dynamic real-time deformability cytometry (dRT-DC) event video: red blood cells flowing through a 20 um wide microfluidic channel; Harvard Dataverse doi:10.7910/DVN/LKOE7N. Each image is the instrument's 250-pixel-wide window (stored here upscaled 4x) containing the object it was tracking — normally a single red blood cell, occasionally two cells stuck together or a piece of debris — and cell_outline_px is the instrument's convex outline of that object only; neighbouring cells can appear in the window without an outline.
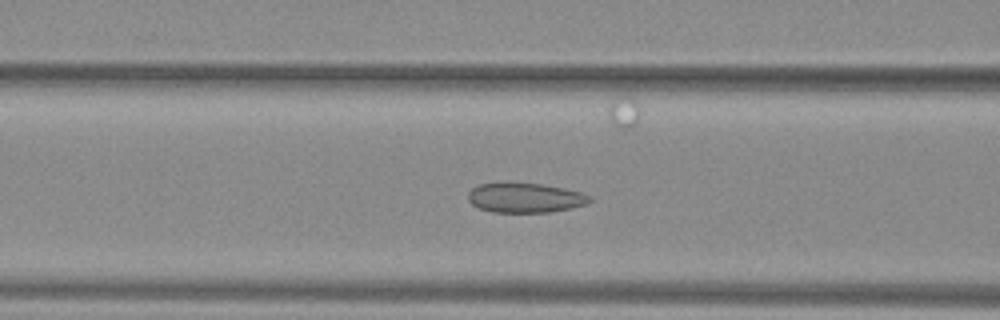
{"species": "common noctule bat (a hibernating species)", "species_latin": "Nyctalus noctula", "temperature_condition": "warm", "stored_images_in_passage": 34, "camera_frame_rate_fps": 3000, "um_per_image_px": 0.085, "animal": {"sex": "female", "body_mass_g": 29.2, "forearm_length_mm": 56.3}, "frame": {"image": 1, "passage_image": 9, "time_ms": 2.667, "image_size_px": [1000, 320], "cell_outline_px": [[592, 200], [588, 204], [572, 208], [552, 212], [492, 212], [480, 208], [472, 204], [468, 200], [468, 192], [472, 188], [480, 184], [508, 180], [540, 184], [564, 188], [580, 192], [592, 196]], "centroid_in_image_um": [44.63, 16.78], "position_along_channel_um": 122.0, "area_um2": 21.68}}
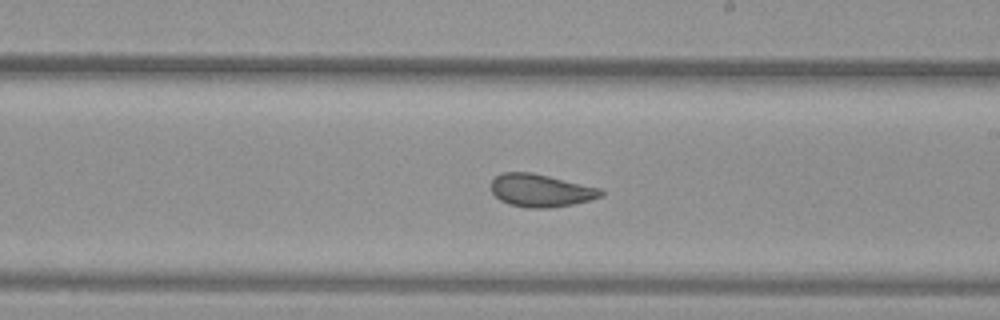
{"frame": {"image": 2, "passage_image": 18, "time_ms": 5.667, "image_size_px": [1000, 320], "cell_outline_px": [[604, 196], [592, 200], [572, 204], [548, 208], [528, 208], [508, 204], [500, 200], [492, 192], [492, 180], [500, 172], [532, 172], [600, 188], [604, 192]], "centroid_in_image_um": [45.98, 16.19], "position_along_channel_um": 243.0, "area_um2": 21.04}}
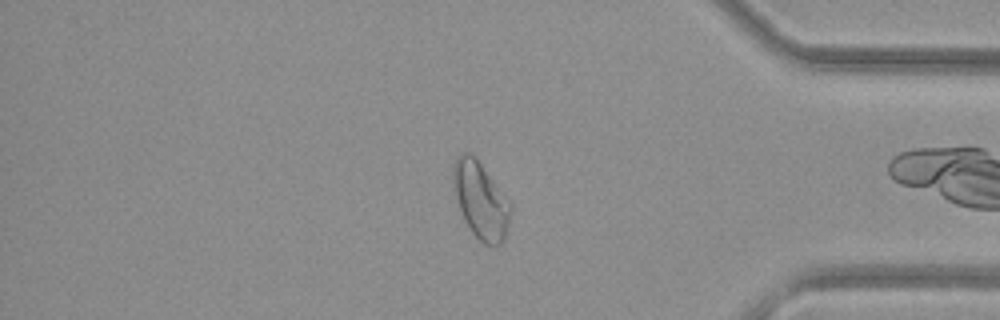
{"frame": {"image": 3, "passage_image": 31, "time_ms": 10.0, "image_size_px": [1000, 320], "cell_outline_px": [[512, 208], [504, 240], [496, 248], [492, 248], [484, 244], [472, 232], [464, 220], [456, 196], [452, 180], [452, 164], [456, 156], [460, 152], [468, 152], [480, 164], [512, 204]], "centroid_in_image_um": [40.85, 17.05], "position_along_channel_um": 394.4, "area_um2": 25.49}, "authors_computed_cell_mechanics": {"area_um2": 21.6461, "velocity_mm_per_s": 4.0404, "shape_relaxation_time_tau1_ms": null, "shape_relaxation_time_tau2_ms": 1.2437, "deformation_change_tau1": null, "deformation_change_tau2": 0.0644}}